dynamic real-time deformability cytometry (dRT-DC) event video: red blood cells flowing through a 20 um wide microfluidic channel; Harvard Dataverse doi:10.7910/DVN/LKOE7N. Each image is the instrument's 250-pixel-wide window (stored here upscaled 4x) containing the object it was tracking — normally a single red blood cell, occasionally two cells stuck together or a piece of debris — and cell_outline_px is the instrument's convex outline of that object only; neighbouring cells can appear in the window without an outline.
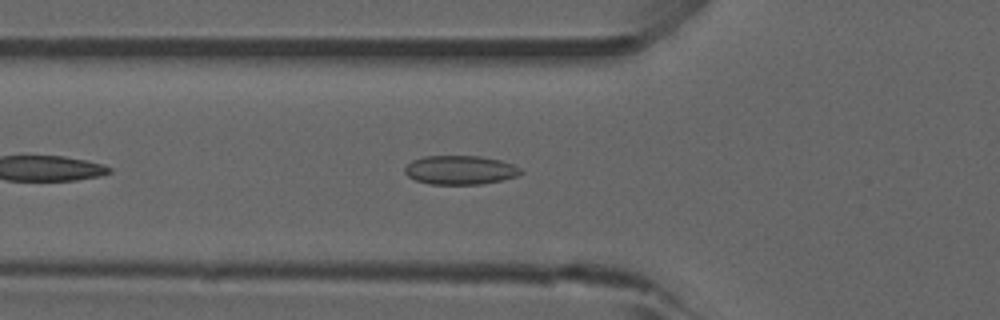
{"species": "common noctule bat (a hibernating species)", "species_latin": "Nyctalus noctula", "temperature_condition": "room temperature", "stored_images_in_passage": 38, "camera_frame_rate_fps": 3000, "um_per_image_px": 0.085, "animal": {"sex": "male", "forearm_length_mm": 52.5}, "frame": {"image": 1, "passage_image": 6, "time_ms": 1.667, "image_size_px": [1000, 320], "cell_outline_px": [[524, 172], [516, 176], [500, 180], [480, 184], [428, 184], [416, 180], [408, 176], [404, 172], [404, 168], [412, 160], [424, 156], [480, 156], [500, 160], [512, 164], [520, 168]], "centroid_in_image_um": [39.09, 14.45], "position_along_channel_um": 86.7, "area_um2": 19.48}, "authors_computed_cell_mechanics": {"area_um2": 18.3515, "velocity_mm_per_s": 3.9261, "shape_relaxation_time_tau1_ms": null, "shape_relaxation_time_tau2_ms": 2.2765, "deformation_change_tau1": null, "deformation_change_tau2": 0.0769}}